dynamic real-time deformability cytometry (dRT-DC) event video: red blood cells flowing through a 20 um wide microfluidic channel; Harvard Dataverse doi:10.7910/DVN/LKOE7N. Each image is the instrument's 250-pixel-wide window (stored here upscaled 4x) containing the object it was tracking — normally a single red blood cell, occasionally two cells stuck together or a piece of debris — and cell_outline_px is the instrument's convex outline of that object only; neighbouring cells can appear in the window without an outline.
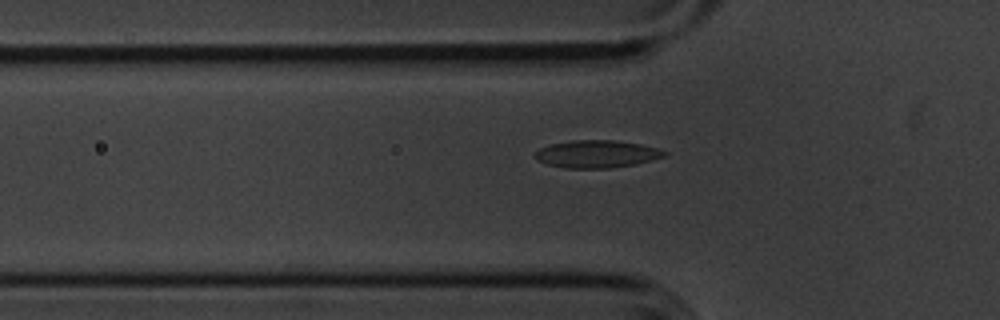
{"species": "common noctule bat (a hibernating species)", "species_latin": "Nyctalus noctula", "temperature_condition": "cold", "stored_images_in_passage": 45, "camera_frame_rate_fps": 3000, "um_per_image_px": 0.085, "animal": {"sex": "male", "body_mass_g": 20.1, "forearm_length_mm": 53.5}, "frame": {"image": 1, "passage_image": 14, "time_ms": 4.333, "image_size_px": [1000, 320], "cell_outline_px": [[668, 152], [664, 156], [652, 160], [636, 164], [608, 168], [564, 168], [548, 164], [536, 160], [532, 156], [540, 148], [552, 144], [572, 140], [612, 140], [640, 144], [656, 148]], "centroid_in_image_um": [50.69, 13.09], "position_along_channel_um": 75.1, "area_um2": 20.63}}
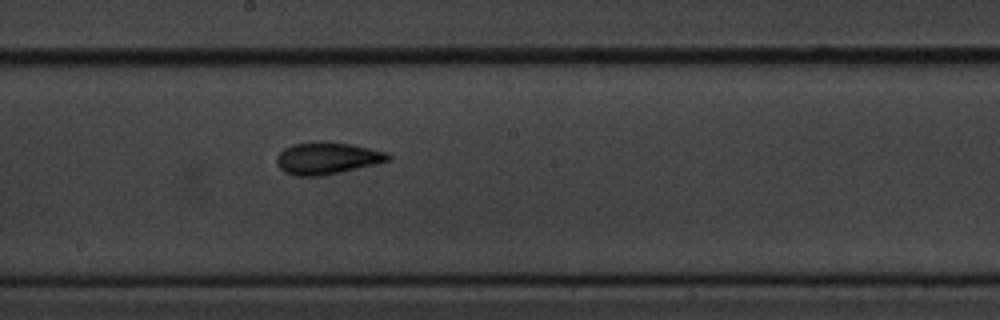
{"frame": {"image": 2, "passage_image": 26, "time_ms": 8.333, "image_size_px": [1000, 320], "cell_outline_px": [[392, 160], [340, 172], [320, 176], [296, 176], [284, 172], [276, 164], [276, 156], [284, 148], [292, 144], [316, 140], [324, 140], [352, 144], [384, 152], [392, 156]], "centroid_in_image_um": [27.76, 13.43], "position_along_channel_um": 220.4, "area_um2": 21.04}}
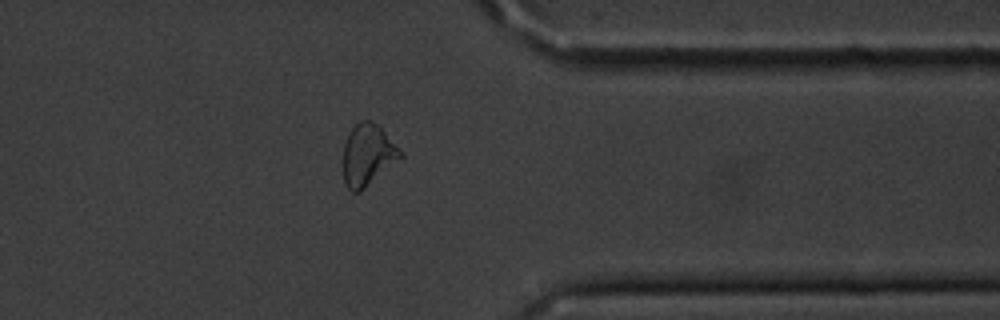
{"frame": {"image": 3, "passage_image": 40, "time_ms": 13.0, "image_size_px": [1000, 320], "cell_outline_px": [[404, 156], [360, 192], [352, 192], [344, 184], [344, 144], [352, 128], [360, 120], [372, 120], [404, 152]], "centroid_in_image_um": [31.27, 13.18], "position_along_channel_um": 380.1, "area_um2": 20.4}}